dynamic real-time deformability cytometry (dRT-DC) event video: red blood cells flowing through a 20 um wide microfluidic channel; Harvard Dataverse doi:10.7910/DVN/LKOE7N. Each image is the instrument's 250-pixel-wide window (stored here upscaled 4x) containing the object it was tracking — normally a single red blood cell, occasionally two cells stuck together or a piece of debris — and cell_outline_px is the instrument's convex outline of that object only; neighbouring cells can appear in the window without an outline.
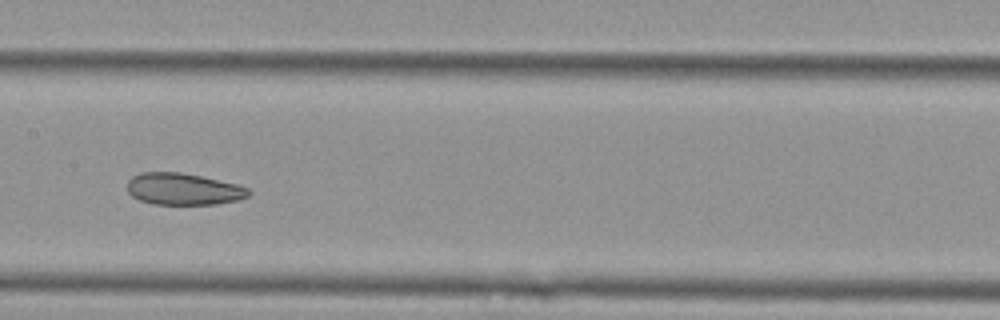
{"species": "Egyptian fruit bat (a non-hibernating species)", "species_latin": "Rousettus aegyptiacus", "temperature_condition": "cold", "stored_images_in_passage": 13, "camera_frame_rate_fps": 3000, "um_per_image_px": 0.085, "animal": {"sex": "female"}, "frame": {"image": 1, "passage_image": 6, "time_ms": 1.667, "image_size_px": [1000, 320], "cell_outline_px": [[252, 192], [248, 196], [236, 200], [216, 204], [152, 204], [140, 200], [132, 196], [128, 192], [128, 180], [132, 176], [144, 172], [180, 172], [200, 176], [236, 184], [248, 188]], "centroid_in_image_um": [15.57, 16.07], "position_along_channel_um": 191.8, "area_um2": 22.31}}
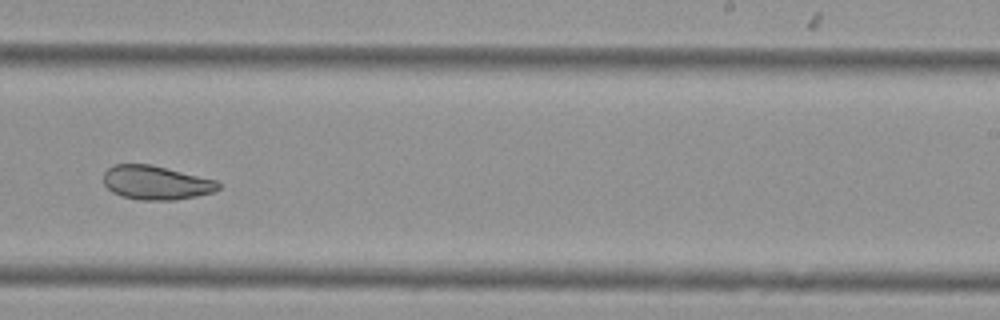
{"frame": {"image": 2, "passage_image": 8, "time_ms": 2.333, "image_size_px": [1000, 320], "cell_outline_px": [[220, 188], [212, 192], [196, 196], [176, 200], [140, 200], [120, 196], [112, 192], [104, 184], [104, 172], [112, 164], [152, 164], [216, 180], [220, 184]], "centroid_in_image_um": [13.24, 15.52], "position_along_channel_um": 275.8, "area_um2": 22.83}}
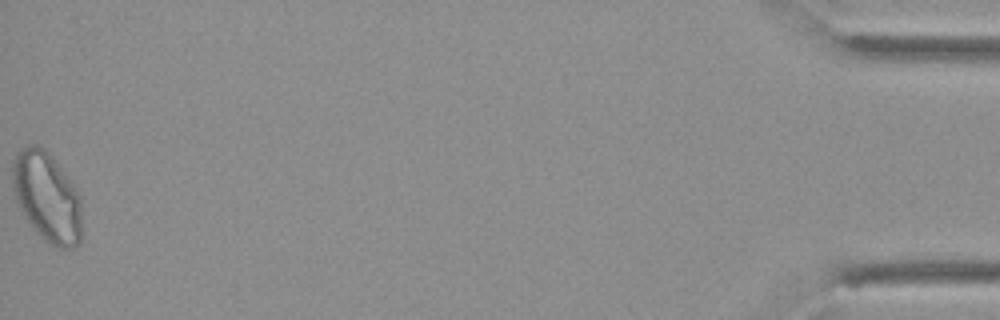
{"frame": {"image": 3, "passage_image": 13, "time_ms": 4.0, "image_size_px": [1000, 320], "cell_outline_px": [[80, 244], [72, 248], [56, 248], [44, 240], [36, 232], [24, 216], [16, 200], [12, 184], [12, 164], [16, 152], [20, 148], [28, 144], [36, 144], [44, 148], [48, 152], [72, 184], [80, 196]], "centroid_in_image_um": [3.95, 16.74], "position_along_channel_um": 431.2, "area_um2": 36.13}}